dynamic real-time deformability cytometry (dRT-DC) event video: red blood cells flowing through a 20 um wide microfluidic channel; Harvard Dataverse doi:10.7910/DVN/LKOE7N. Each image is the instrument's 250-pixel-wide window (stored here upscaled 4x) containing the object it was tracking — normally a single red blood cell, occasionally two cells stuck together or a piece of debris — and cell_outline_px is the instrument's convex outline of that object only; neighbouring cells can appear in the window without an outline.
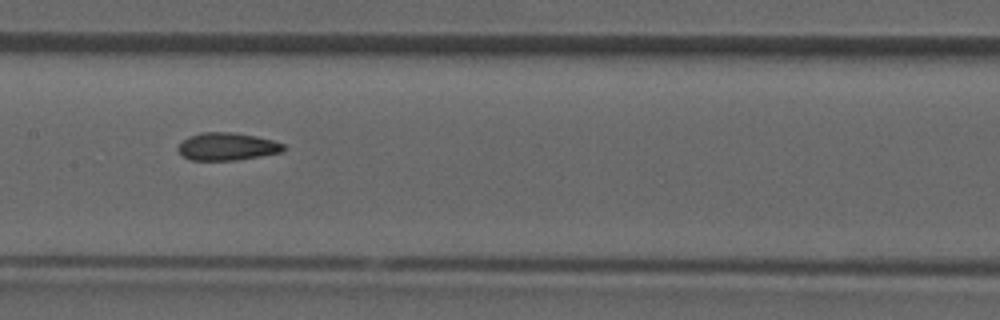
{"species": "common noctule bat (a hibernating species)", "species_latin": "Nyctalus noctula", "temperature_condition": "room temperature", "stored_images_in_passage": 28, "camera_frame_rate_fps": 3000, "um_per_image_px": 0.085, "animal": {"sex": "male", "forearm_length_mm": 52.5}, "frame": {"image": 1, "passage_image": 9, "time_ms": 2.667, "image_size_px": [1000, 320], "cell_outline_px": [[288, 148], [284, 152], [236, 160], [188, 160], [176, 148], [188, 136], [200, 132], [232, 132], [256, 136], [272, 140], [284, 144]], "centroid_in_image_um": [19.33, 12.45], "position_along_channel_um": 188.1, "area_um2": 17.11}}